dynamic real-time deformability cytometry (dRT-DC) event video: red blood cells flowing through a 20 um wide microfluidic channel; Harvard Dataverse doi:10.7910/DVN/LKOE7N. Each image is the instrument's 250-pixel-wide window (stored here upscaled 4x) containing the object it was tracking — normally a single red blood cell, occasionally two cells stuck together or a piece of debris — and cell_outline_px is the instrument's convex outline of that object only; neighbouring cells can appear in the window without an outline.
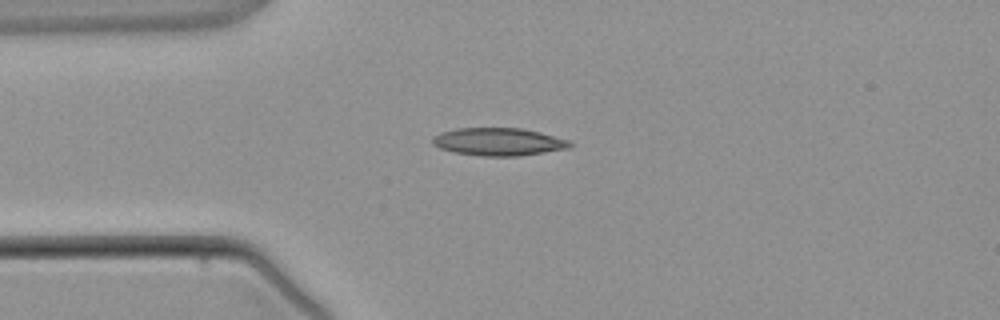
{"species": "common noctule bat (a hibernating species)", "species_latin": "Nyctalus noctula", "temperature_condition": "warm", "stored_images_in_passage": 3, "camera_frame_rate_fps": 3000, "um_per_image_px": 0.085, "animal": {"sex": "male", "body_mass_g": 21.5, "forearm_length_mm": 52.0}, "frame": {"image": 1, "passage_image": 3, "time_ms": 2.333, "image_size_px": [1000, 320], "cell_outline_px": [[572, 144], [568, 148], [520, 156], [480, 156], [456, 152], [440, 148], [432, 144], [432, 136], [440, 132], [456, 128], [524, 128], [540, 132], [568, 140]], "centroid_in_image_um": [42.34, 12.04], "position_along_channel_um": 42.7, "area_um2": 22.2}}